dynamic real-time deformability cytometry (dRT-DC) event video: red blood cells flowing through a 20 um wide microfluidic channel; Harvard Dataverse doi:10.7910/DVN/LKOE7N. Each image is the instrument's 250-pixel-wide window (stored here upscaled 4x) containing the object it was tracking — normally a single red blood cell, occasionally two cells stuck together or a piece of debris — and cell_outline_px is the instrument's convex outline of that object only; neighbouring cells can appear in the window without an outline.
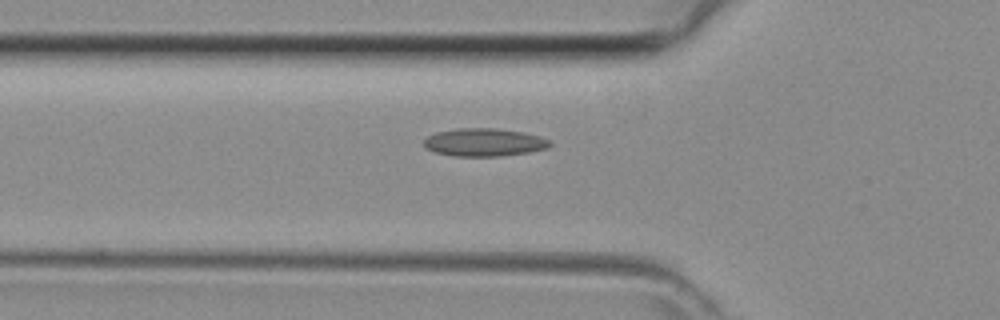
{"species": "common noctule bat (a hibernating species)", "species_latin": "Nyctalus noctula", "temperature_condition": "room temperature", "stored_images_in_passage": 29, "camera_frame_rate_fps": 3000, "um_per_image_px": 0.085, "animal": {"sex": "female", "body_mass_g": 29.2, "forearm_length_mm": 56.3}, "frame": {"image": 1, "passage_image": 3, "time_ms": 0.667, "image_size_px": [1000, 320], "cell_outline_px": [[552, 144], [548, 148], [528, 152], [500, 156], [452, 156], [436, 152], [424, 148], [424, 140], [428, 136], [436, 132], [456, 128], [496, 128], [524, 132], [540, 136], [548, 140]], "centroid_in_image_um": [41.14, 12.09], "position_along_channel_um": 84.7, "area_um2": 20.58}}
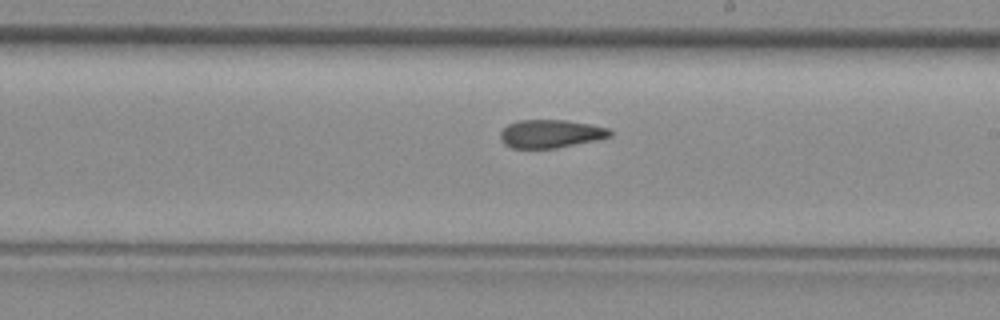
{"frame": {"image": 2, "passage_image": 13, "time_ms": 4.0, "image_size_px": [1000, 320], "cell_outline_px": [[612, 136], [596, 140], [556, 148], [512, 148], [504, 144], [500, 140], [500, 132], [508, 124], [520, 120], [568, 120], [608, 128], [612, 132]], "centroid_in_image_um": [46.79, 11.37], "position_along_channel_um": 242.2, "area_um2": 17.98}}
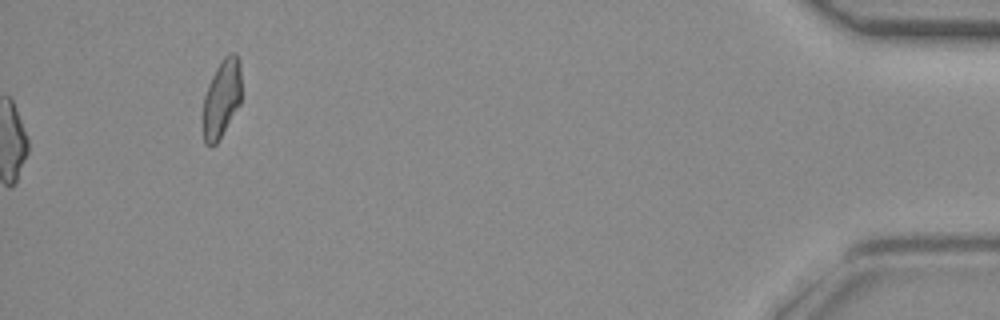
{"frame": {"image": 3, "passage_image": 29, "time_ms": 9.333, "image_size_px": [1000, 320], "cell_outline_px": [[240, 104], [216, 144], [212, 148], [204, 144], [200, 116], [204, 96], [208, 84], [216, 68], [224, 56], [228, 52], [236, 52], [240, 60]], "centroid_in_image_um": [18.78, 8.41], "position_along_channel_um": 416.4, "area_um2": 18.09}}